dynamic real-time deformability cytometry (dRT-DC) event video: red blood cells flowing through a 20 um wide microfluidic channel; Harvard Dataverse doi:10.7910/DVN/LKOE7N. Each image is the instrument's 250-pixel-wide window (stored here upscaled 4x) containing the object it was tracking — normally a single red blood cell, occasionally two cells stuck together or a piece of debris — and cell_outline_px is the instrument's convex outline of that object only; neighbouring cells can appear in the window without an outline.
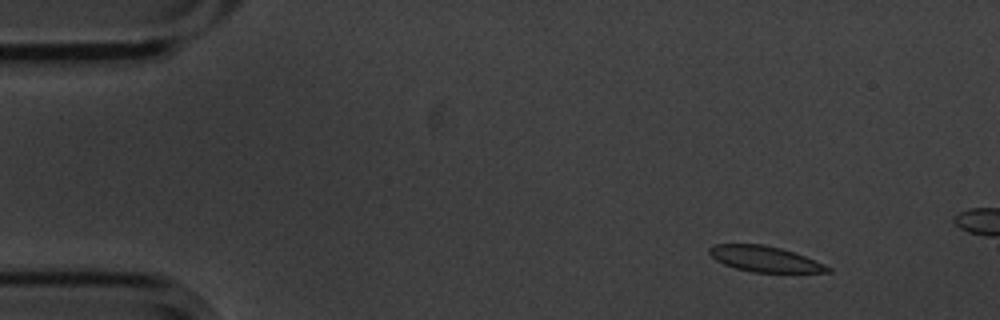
{"species": "common noctule bat (a hibernating species)", "species_latin": "Nyctalus noctula", "temperature_condition": "cold", "stored_images_in_passage": 3, "camera_frame_rate_fps": 3000, "um_per_image_px": 0.085, "animal": {"sex": "male", "body_mass_g": 20.1, "forearm_length_mm": 53.5}, "frame": {"image": 1, "passage_image": 1, "time_ms": 0.0, "image_size_px": [1000, 320], "cell_outline_px": [[832, 272], [752, 272], [736, 268], [724, 264], [716, 260], [708, 252], [708, 248], [712, 244], [764, 244], [780, 248], [804, 256], [824, 264], [832, 268]], "centroid_in_image_um": [64.98, 22.0], "position_along_channel_um": 20.0, "area_um2": 17.57}}